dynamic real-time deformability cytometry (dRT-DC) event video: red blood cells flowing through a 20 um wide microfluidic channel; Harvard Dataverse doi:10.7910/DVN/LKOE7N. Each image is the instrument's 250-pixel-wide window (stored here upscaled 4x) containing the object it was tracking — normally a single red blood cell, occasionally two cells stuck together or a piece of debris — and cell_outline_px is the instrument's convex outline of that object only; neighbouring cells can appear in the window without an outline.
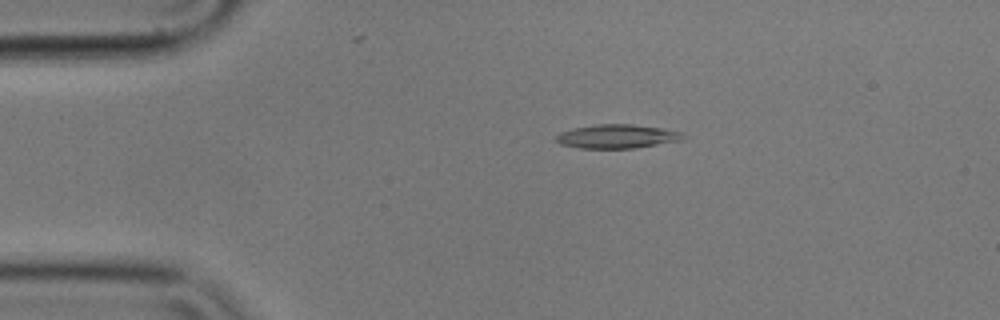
{"species": "common noctule bat (a hibernating species)", "species_latin": "Nyctalus noctula", "temperature_condition": "cold", "stored_images_in_passage": 5, "camera_frame_rate_fps": 3000, "um_per_image_px": 0.085, "animal": {"sex": "male", "body_mass_g": 17.9}, "frame": {"image": 1, "passage_image": 3, "time_ms": 0.667, "image_size_px": [1000, 320], "cell_outline_px": [[688, 136], [684, 140], [632, 148], [580, 148], [560, 144], [556, 140], [556, 136], [560, 132], [572, 128], [596, 124], [632, 124], [660, 128], [684, 132]], "centroid_in_image_um": [52.49, 11.59], "position_along_channel_um": 32.5, "area_um2": 17.74}}
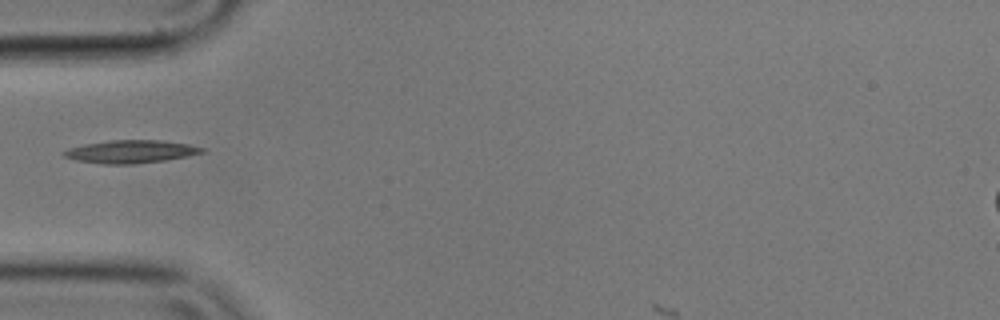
{"frame": {"image": 2, "passage_image": 5, "time_ms": 1.333, "image_size_px": [1000, 320], "cell_outline_px": [[204, 152], [164, 160], [132, 164], [100, 164], [76, 160], [64, 156], [60, 152], [68, 148], [84, 144], [112, 140], [160, 140], [188, 144], [204, 148]], "centroid_in_image_um": [11.04, 12.88], "position_along_channel_um": 74.0, "area_um2": 18.26}}